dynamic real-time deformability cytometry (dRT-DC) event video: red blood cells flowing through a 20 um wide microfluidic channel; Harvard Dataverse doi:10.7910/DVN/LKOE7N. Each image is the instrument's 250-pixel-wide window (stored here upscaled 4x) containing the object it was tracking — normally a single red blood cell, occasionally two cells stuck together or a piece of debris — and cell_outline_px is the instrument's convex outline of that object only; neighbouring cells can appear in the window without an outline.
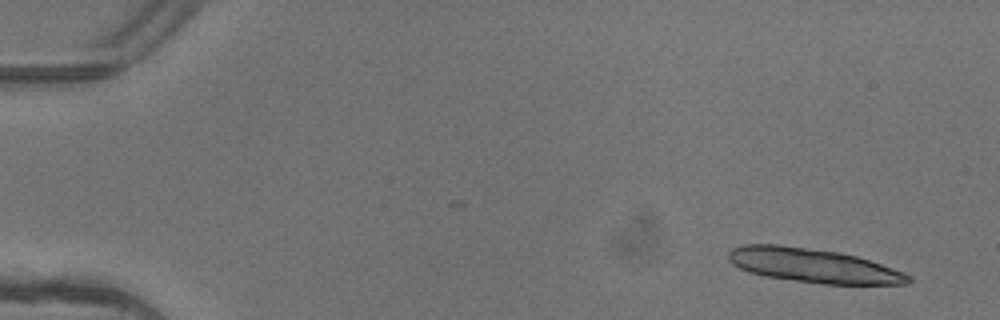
{"species": "common noctule bat (a hibernating species)", "species_latin": "Nyctalus noctula", "temperature_condition": "warm", "stored_images_in_passage": 5, "camera_frame_rate_fps": 3000, "um_per_image_px": 0.085, "animal": {"sex": "female"}, "frame": {"image": 1, "passage_image": 1, "time_ms": 0.0, "image_size_px": [1000, 320], "cell_outline_px": [[912, 280], [908, 284], [824, 284], [764, 276], [748, 272], [732, 264], [728, 260], [728, 252], [732, 248], [744, 244], [780, 244], [840, 252], [856, 256], [904, 272], [912, 276]], "centroid_in_image_um": [69.09, 22.56], "position_along_channel_um": 15.9, "area_um2": 35.84}}